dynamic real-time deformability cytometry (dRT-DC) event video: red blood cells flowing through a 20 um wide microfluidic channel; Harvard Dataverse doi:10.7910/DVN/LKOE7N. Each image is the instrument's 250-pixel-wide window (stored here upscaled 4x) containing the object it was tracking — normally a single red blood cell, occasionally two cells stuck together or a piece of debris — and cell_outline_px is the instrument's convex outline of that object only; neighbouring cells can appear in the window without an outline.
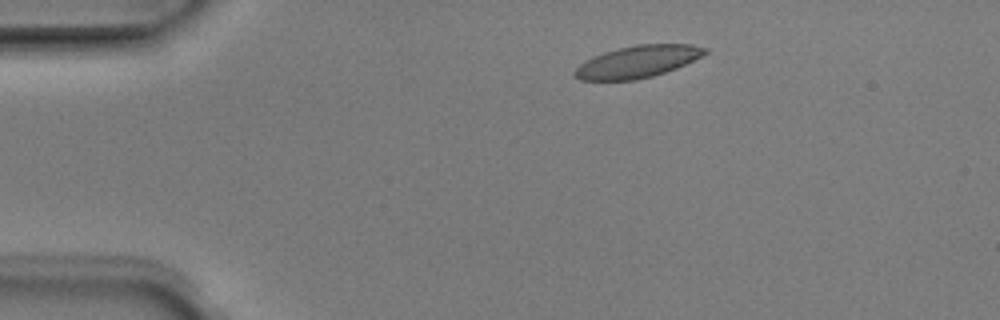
{"species": "Egyptian fruit bat (a non-hibernating species)", "species_latin": "Rousettus aegyptiacus", "temperature_condition": "room temperature", "stored_images_in_passage": 5, "camera_frame_rate_fps": 3000, "um_per_image_px": 0.085, "animal": {"sex": "male"}, "frame": {"image": 1, "passage_image": 3, "time_ms": 0.667, "image_size_px": [1000, 320], "cell_outline_px": [[708, 52], [676, 68], [652, 76], [636, 80], [580, 80], [572, 72], [584, 60], [592, 56], [604, 52], [636, 44], [692, 44], [708, 48]], "centroid_in_image_um": [54.17, 5.24], "position_along_channel_um": 30.8, "area_um2": 24.16}}
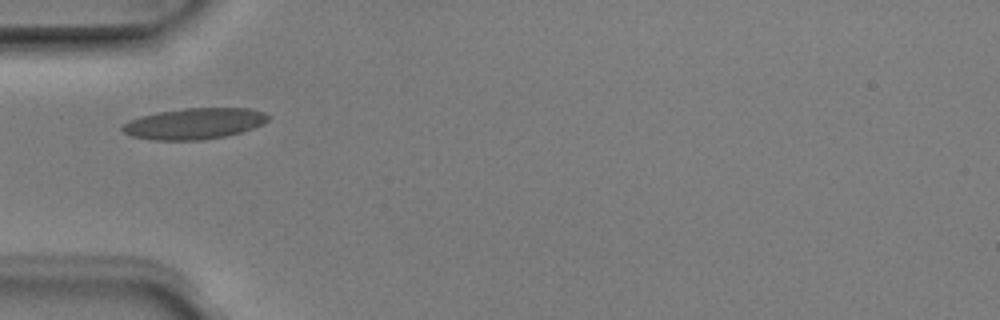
{"frame": {"image": 2, "passage_image": 5, "time_ms": 1.333, "image_size_px": [1000, 320], "cell_outline_px": [[268, 120], [264, 124], [240, 132], [224, 136], [204, 140], [152, 140], [132, 136], [124, 132], [120, 128], [128, 120], [140, 116], [156, 112], [184, 108], [252, 108], [264, 112], [268, 116]], "centroid_in_image_um": [16.5, 10.5], "position_along_channel_um": 68.5, "area_um2": 26.47}}